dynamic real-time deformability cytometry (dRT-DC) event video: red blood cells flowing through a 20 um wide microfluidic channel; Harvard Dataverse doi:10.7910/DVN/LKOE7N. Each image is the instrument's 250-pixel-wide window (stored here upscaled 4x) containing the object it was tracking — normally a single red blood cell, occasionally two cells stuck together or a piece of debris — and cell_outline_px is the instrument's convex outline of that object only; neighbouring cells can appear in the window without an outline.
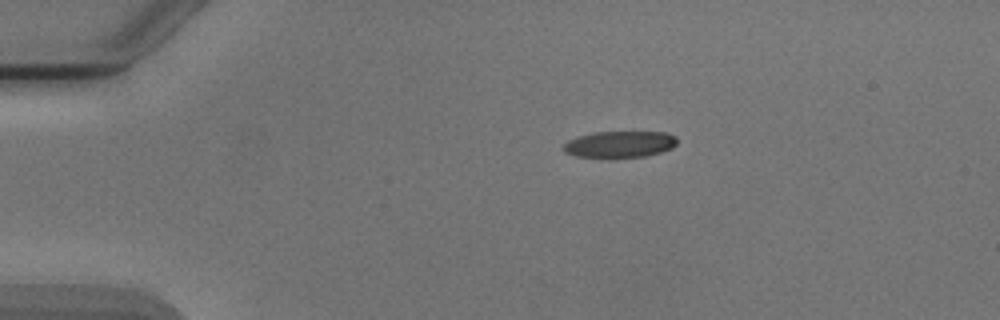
{"species": "Egyptian fruit bat (a non-hibernating species)", "species_latin": "Rousettus aegyptiacus", "temperature_condition": "cold", "stored_images_in_passage": 5, "camera_frame_rate_fps": 3000, "um_per_image_px": 0.085, "animal": {"sex": "male"}, "frame": {"image": 1, "passage_image": 1, "time_ms": 0.0, "image_size_px": [1000, 320], "cell_outline_px": [[676, 144], [672, 148], [660, 152], [644, 156], [612, 160], [600, 160], [576, 156], [564, 152], [560, 148], [568, 140], [592, 132], [664, 132], [676, 136]], "centroid_in_image_um": [52.6, 12.31], "position_along_channel_um": 32.4, "area_um2": 18.32}}
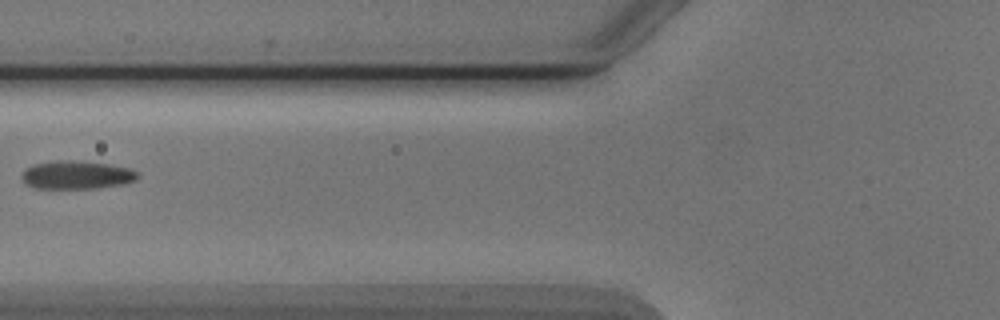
{"frame": {"image": 2, "passage_image": 4, "time_ms": 3.667, "image_size_px": [1000, 320], "cell_outline_px": [[140, 176], [136, 180], [124, 184], [100, 188], [36, 188], [24, 184], [20, 176], [32, 164], [56, 160], [68, 160], [108, 164], [128, 168], [140, 172]], "centroid_in_image_um": [6.53, 14.87], "position_along_channel_um": 119.3, "area_um2": 19.19}}
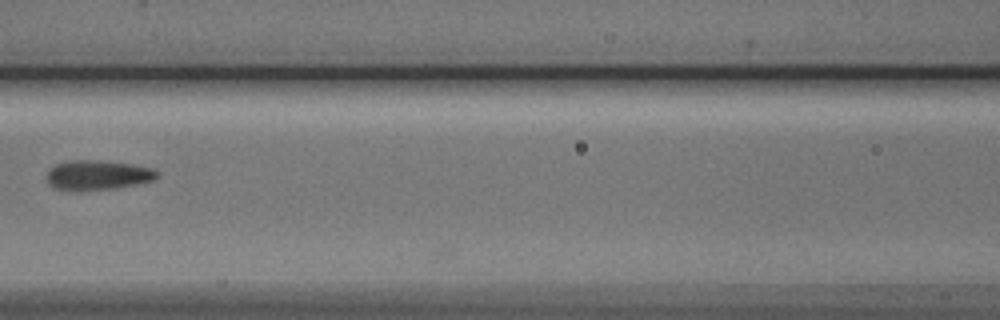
{"frame": {"image": 3, "passage_image": 5, "time_ms": 4.667, "image_size_px": [1000, 320], "cell_outline_px": [[156, 176], [152, 180], [116, 188], [56, 188], [48, 184], [44, 176], [48, 168], [56, 164], [68, 160], [100, 160], [132, 164], [152, 168], [156, 172]], "centroid_in_image_um": [8.23, 14.83], "position_along_channel_um": 158.4, "area_um2": 18.5}}